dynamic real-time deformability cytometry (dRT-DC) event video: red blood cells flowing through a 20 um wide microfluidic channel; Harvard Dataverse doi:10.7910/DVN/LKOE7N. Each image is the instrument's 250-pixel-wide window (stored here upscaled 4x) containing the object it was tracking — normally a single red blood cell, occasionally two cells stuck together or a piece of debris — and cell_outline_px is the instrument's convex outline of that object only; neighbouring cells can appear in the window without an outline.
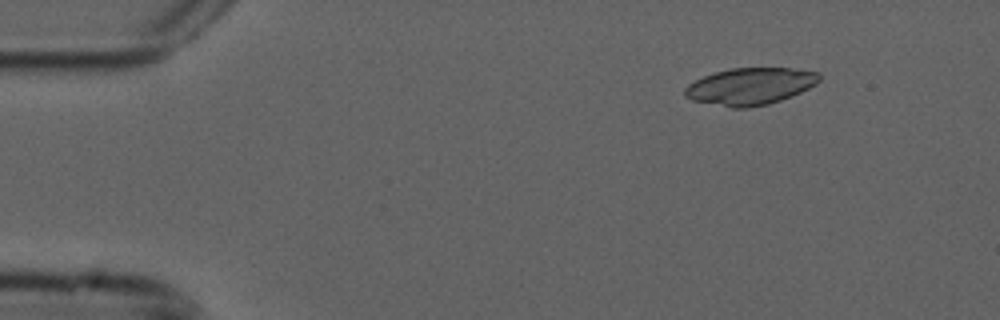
{"species": "common noctule bat (a hibernating species)", "species_latin": "Nyctalus noctula", "temperature_condition": "cold", "stored_images_in_passage": 5, "camera_frame_rate_fps": 3000, "um_per_image_px": 0.085, "animal": {"sex": "male", "forearm_length_mm": 52.5}, "frame": {"image": 1, "passage_image": 2, "time_ms": 0.333, "image_size_px": [1000, 320], "cell_outline_px": [[820, 80], [816, 84], [792, 96], [768, 104], [748, 108], [732, 108], [692, 100], [684, 96], [684, 88], [688, 84], [704, 76], [716, 72], [732, 68], [788, 68], [820, 72]], "centroid_in_image_um": [63.76, 7.34], "position_along_channel_um": 21.2, "area_um2": 28.9}}